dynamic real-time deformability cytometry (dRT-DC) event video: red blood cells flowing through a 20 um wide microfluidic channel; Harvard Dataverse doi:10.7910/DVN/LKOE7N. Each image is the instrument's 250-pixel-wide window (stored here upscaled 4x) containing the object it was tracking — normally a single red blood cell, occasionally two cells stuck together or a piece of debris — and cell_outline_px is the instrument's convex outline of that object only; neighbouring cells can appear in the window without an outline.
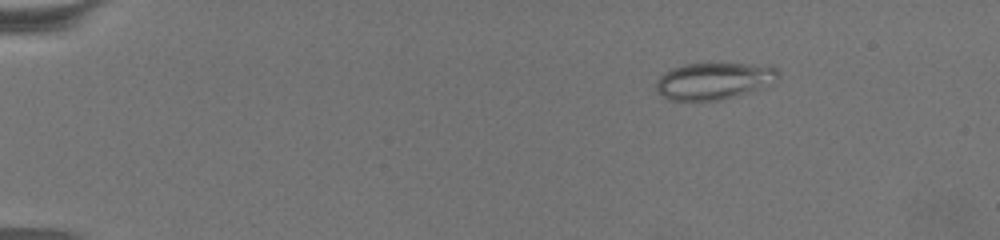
{"species": "common noctule bat (a hibernating species)", "species_latin": "Nyctalus noctula", "temperature_condition": "warm", "stored_images_in_passage": 58, "camera_frame_rate_fps": 3000, "um_per_image_px": 0.085, "animal": {"sex": "female", "body_mass_g": 19.5, "forearm_length_mm": 54.1}, "frame": {"image": 1, "passage_image": 1, "time_ms": 0.0, "image_size_px": [1000, 240], "cell_outline_px": [[780, 72], [764, 88], [752, 92], [720, 100], [668, 100], [656, 88], [656, 80], [664, 72], [688, 64], [768, 64], [780, 68]], "centroid_in_image_um": [60.73, 6.88], "position_along_channel_um": 24.3, "area_um2": 26.07}}
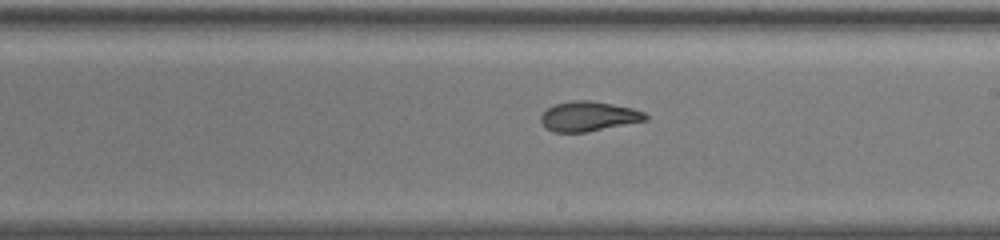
{"frame": {"image": 2, "passage_image": 32, "time_ms": 10.333, "image_size_px": [1000, 240], "cell_outline_px": [[648, 120], [588, 132], [552, 132], [544, 128], [540, 120], [540, 116], [548, 108], [556, 104], [576, 100], [592, 100], [632, 108], [644, 112], [648, 116]], "centroid_in_image_um": [50.02, 9.9], "position_along_channel_um": 239.0, "area_um2": 18.26}}
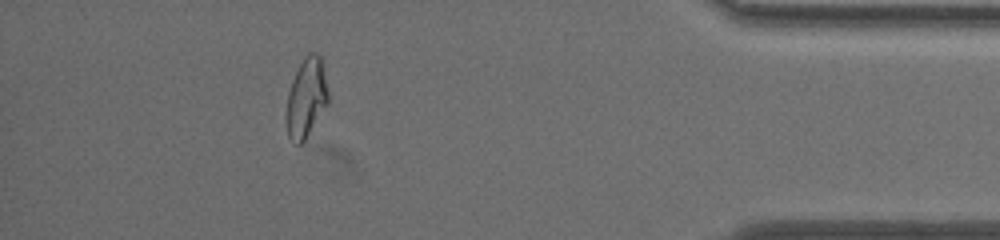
{"frame": {"image": 3, "passage_image": 52, "time_ms": 17.0, "image_size_px": [1000, 240], "cell_outline_px": [[328, 100], [304, 140], [300, 144], [296, 144], [288, 136], [284, 116], [288, 92], [292, 80], [304, 56], [308, 52], [316, 52], [320, 56], [328, 92]], "centroid_in_image_um": [25.98, 8.3], "position_along_channel_um": 409.2, "area_um2": 19.02}, "authors_computed_cell_mechanics": {"area_um2": 19.1607, "velocity_mm_per_s": 3.1657, "shape_relaxation_time_tau1_ms": null, "shape_relaxation_time_tau2_ms": 2.0329, "deformation_change_tau1": null, "deformation_change_tau2": 0.089}}